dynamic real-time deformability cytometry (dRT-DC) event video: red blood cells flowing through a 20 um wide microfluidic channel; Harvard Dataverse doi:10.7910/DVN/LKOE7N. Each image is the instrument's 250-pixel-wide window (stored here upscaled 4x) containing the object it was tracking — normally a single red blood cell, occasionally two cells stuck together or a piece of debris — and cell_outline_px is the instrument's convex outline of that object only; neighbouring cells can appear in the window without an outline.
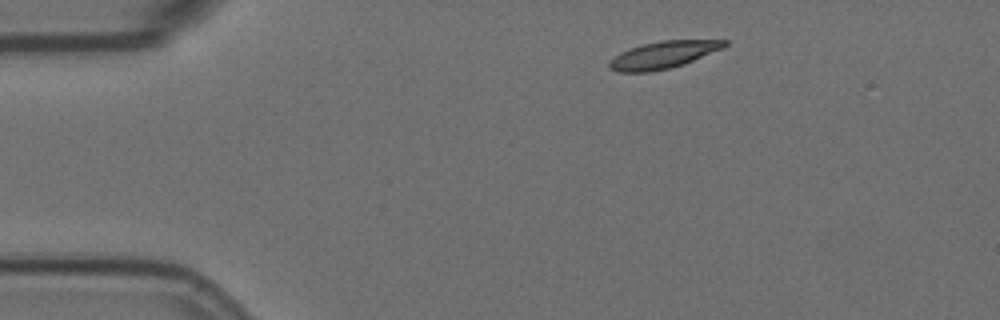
{"species": "Egyptian fruit bat (a non-hibernating species)", "species_latin": "Rousettus aegyptiacus", "temperature_condition": "room temperature", "stored_images_in_passage": 2, "camera_frame_rate_fps": 3000, "um_per_image_px": 0.085, "animal": {"sex": "female"}, "frame": {"image": 1, "passage_image": 1, "time_ms": 0.0, "image_size_px": [1000, 320], "cell_outline_px": [[728, 44], [724, 48], [684, 64], [668, 68], [648, 72], [616, 72], [608, 68], [608, 60], [620, 52], [644, 44], [660, 40], [728, 40]], "centroid_in_image_um": [56.36, 4.66], "position_along_channel_um": 28.6, "area_um2": 18.26}}